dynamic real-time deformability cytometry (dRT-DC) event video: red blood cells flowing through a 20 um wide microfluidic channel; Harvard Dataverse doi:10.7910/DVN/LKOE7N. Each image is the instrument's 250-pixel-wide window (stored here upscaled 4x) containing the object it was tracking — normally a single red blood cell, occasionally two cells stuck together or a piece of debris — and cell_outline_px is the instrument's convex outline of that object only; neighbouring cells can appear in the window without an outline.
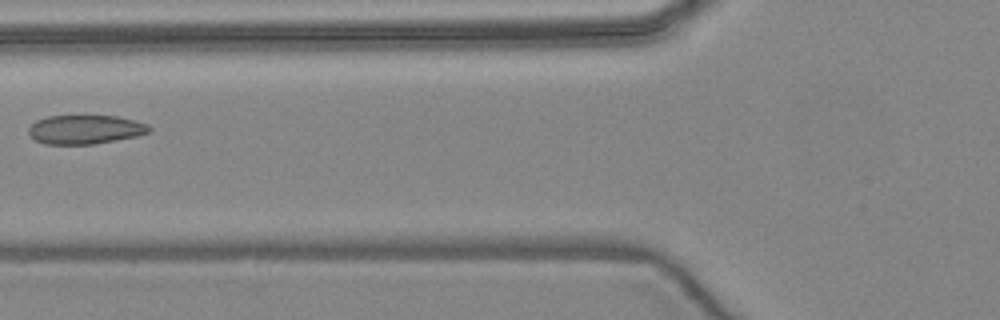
{"species": "common noctule bat (a hibernating species)", "species_latin": "Nyctalus noctula", "temperature_condition": "warm", "stored_images_in_passage": 4, "camera_frame_rate_fps": 3000, "um_per_image_px": 0.085, "animal": {"sex": "female", "body_mass_g": 24.6, "forearm_length_mm": 56.2}, "frame": {"image": 1, "passage_image": 4, "time_ms": 3.667, "image_size_px": [1000, 320], "cell_outline_px": [[152, 128], [148, 132], [136, 136], [116, 140], [92, 144], [44, 144], [36, 140], [28, 132], [28, 128], [36, 120], [48, 116], [116, 116], [148, 124]], "centroid_in_image_um": [7.23, 11.01], "position_along_channel_um": 118.6, "area_um2": 20.17}}